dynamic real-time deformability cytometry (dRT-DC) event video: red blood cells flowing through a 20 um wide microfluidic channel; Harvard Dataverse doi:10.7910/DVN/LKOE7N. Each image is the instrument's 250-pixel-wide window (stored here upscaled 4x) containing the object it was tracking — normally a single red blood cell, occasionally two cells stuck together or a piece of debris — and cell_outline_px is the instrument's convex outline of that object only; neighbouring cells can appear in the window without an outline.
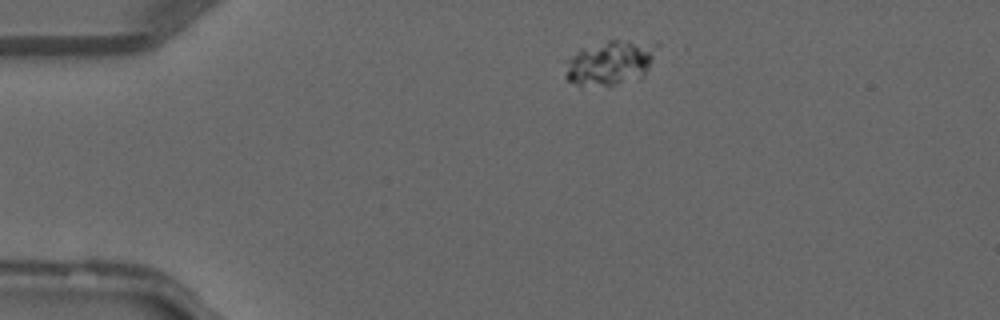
{"species": "common noctule bat (a hibernating species)", "species_latin": "Nyctalus noctula", "temperature_condition": "warm", "stored_images_in_passage": 19, "camera_frame_rate_fps": 3000, "um_per_image_px": 0.085, "animal": {"sex": "male", "forearm_length_mm": 52.5}, "frame": {"image": 1, "passage_image": 1, "time_ms": 0.0, "image_size_px": [1000, 320], "cell_outline_px": [[660, 44], [644, 76], [640, 80], [612, 84], [576, 84], [568, 80], [564, 76], [564, 60], [580, 48], [608, 40], [656, 40]], "centroid_in_image_um": [51.9, 5.27], "position_along_channel_um": 33.1, "area_um2": 24.39}}